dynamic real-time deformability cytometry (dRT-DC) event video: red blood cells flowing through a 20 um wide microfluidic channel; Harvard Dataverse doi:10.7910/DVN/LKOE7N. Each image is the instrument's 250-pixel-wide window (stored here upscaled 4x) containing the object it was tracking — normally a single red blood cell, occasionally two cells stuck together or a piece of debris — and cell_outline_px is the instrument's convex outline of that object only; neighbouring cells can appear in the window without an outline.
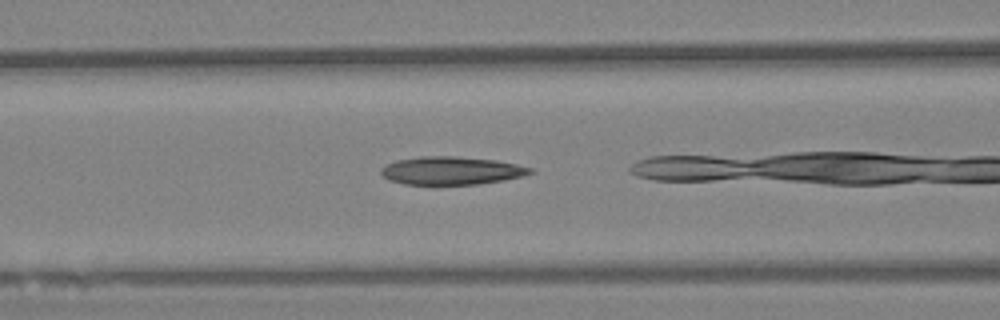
{"species": "Egyptian fruit bat (a non-hibernating species)", "species_latin": "Rousettus aegyptiacus", "temperature_condition": "warm", "stored_images_in_passage": 26, "camera_frame_rate_fps": 3000, "um_per_image_px": 0.085, "animal": {"sex": "female"}, "frame": {"image": 1, "passage_image": 4, "time_ms": 1.0, "image_size_px": [1000, 320], "cell_outline_px": [[536, 172], [504, 180], [480, 184], [404, 184], [388, 180], [380, 172], [380, 168], [396, 160], [420, 156], [456, 156], [496, 160], [516, 164], [532, 168]], "centroid_in_image_um": [38.36, 14.5], "position_along_channel_um": 128.2, "area_um2": 24.39}}
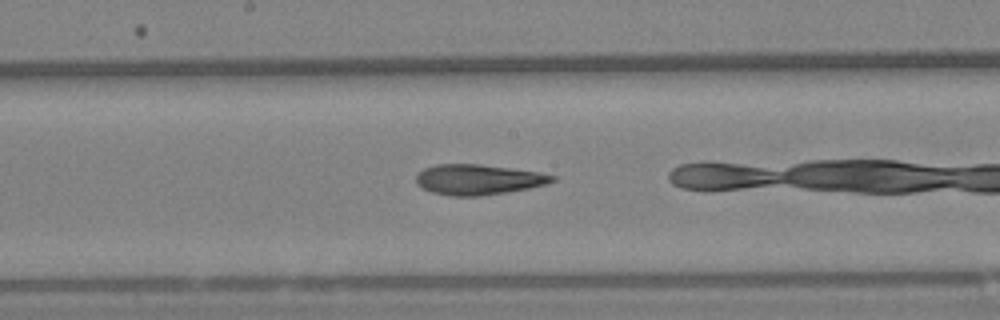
{"frame": {"image": 2, "passage_image": 11, "time_ms": 3.333, "image_size_px": [1000, 320], "cell_outline_px": [[556, 180], [548, 184], [528, 188], [480, 196], [452, 196], [432, 192], [416, 184], [416, 176], [424, 168], [436, 164], [480, 164], [540, 172], [556, 176]], "centroid_in_image_um": [40.66, 15.25], "position_along_channel_um": 207.5, "area_um2": 23.99}}
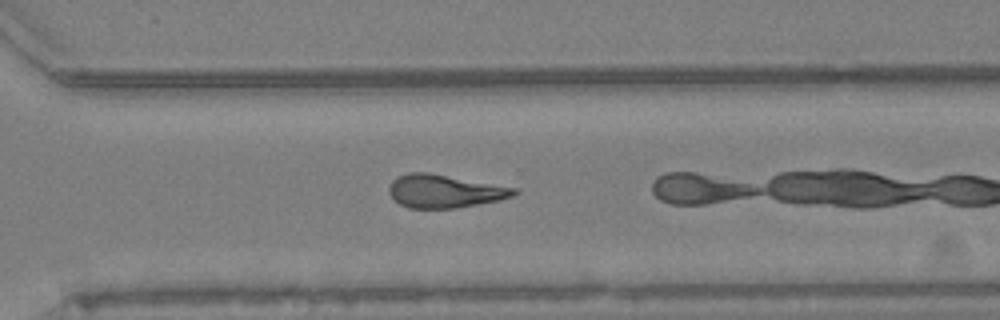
{"frame": {"image": 3, "passage_image": 22, "time_ms": 7.0, "image_size_px": [1000, 320], "cell_outline_px": [[520, 192], [512, 196], [500, 200], [456, 208], [408, 208], [400, 204], [388, 192], [388, 188], [392, 180], [396, 176], [408, 172], [428, 172], [516, 188]], "centroid_in_image_um": [37.76, 16.24], "position_along_channel_um": 332.8, "area_um2": 24.1}}